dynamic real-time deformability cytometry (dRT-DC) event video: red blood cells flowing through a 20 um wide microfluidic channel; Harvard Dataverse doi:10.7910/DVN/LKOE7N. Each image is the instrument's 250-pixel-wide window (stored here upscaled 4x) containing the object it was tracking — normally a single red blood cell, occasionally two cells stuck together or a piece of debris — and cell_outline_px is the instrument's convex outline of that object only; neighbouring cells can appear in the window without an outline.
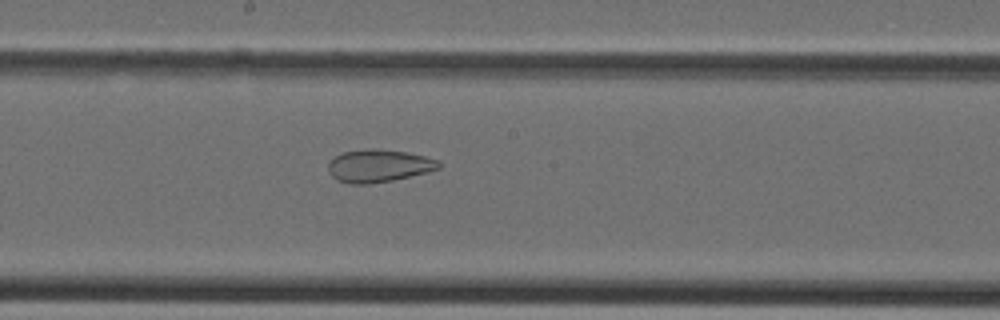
{"species": "Egyptian fruit bat (a non-hibernating species)", "species_latin": "Rousettus aegyptiacus", "temperature_condition": "cold", "stored_images_in_passage": 29, "camera_frame_rate_fps": 3000, "um_per_image_px": 0.085, "animal": {"sex": "female"}, "frame": {"image": 1, "passage_image": 17, "time_ms": 5.333, "image_size_px": [1000, 320], "cell_outline_px": [[440, 168], [428, 172], [392, 180], [372, 184], [348, 184], [336, 180], [328, 172], [328, 164], [336, 156], [344, 152], [372, 148], [404, 152], [424, 156], [440, 160]], "centroid_in_image_um": [32.18, 14.11], "position_along_channel_um": 216.0, "area_um2": 20.98}}